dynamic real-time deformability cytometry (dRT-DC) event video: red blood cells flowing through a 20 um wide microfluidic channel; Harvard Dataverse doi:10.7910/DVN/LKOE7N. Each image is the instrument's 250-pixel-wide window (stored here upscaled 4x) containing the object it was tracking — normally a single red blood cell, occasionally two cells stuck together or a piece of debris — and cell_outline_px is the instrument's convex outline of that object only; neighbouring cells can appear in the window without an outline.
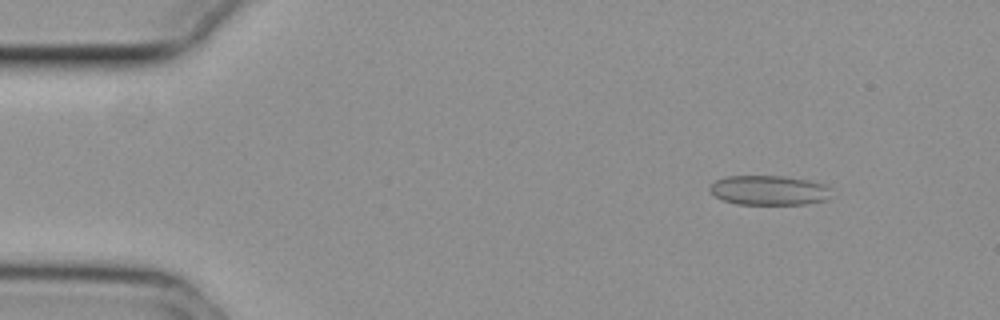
{"species": "common noctule bat (a hibernating species)", "species_latin": "Nyctalus noctula", "temperature_condition": "cold", "stored_images_in_passage": 54, "camera_frame_rate_fps": 3000, "um_per_image_px": 0.085, "animal": {"sex": "female", "body_mass_g": 29.2, "forearm_length_mm": 56.3}, "frame": {"image": 1, "passage_image": 6, "time_ms": 1.667, "image_size_px": [1000, 320], "cell_outline_px": [[832, 188], [828, 200], [808, 204], [736, 204], [724, 200], [708, 192], [708, 188], [716, 180], [728, 176], [784, 176], [808, 180], [824, 184]], "centroid_in_image_um": [65.39, 16.18], "position_along_channel_um": 19.6, "area_um2": 21.15}}
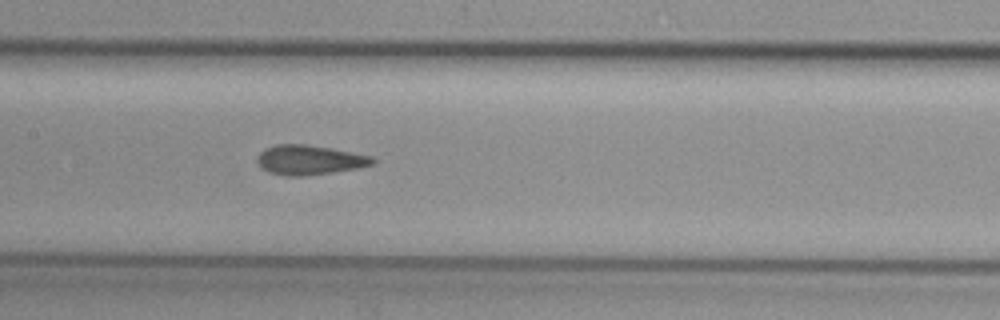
{"frame": {"image": 2, "passage_image": 26, "time_ms": 8.333, "image_size_px": [1000, 320], "cell_outline_px": [[376, 164], [360, 168], [304, 176], [288, 176], [268, 172], [260, 168], [256, 160], [256, 156], [264, 148], [276, 144], [308, 144], [332, 148], [372, 156], [376, 160]], "centroid_in_image_um": [26.3, 13.59], "position_along_channel_um": 181.1, "area_um2": 20.29}}
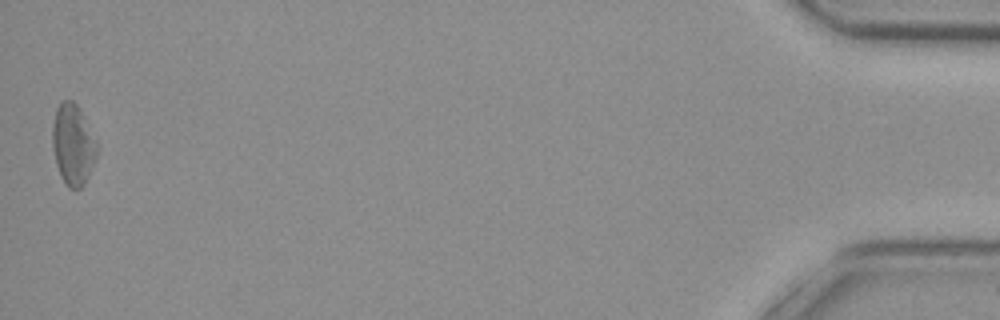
{"frame": {"image": 3, "passage_image": 54, "time_ms": 17.667, "image_size_px": [1000, 320], "cell_outline_px": [[96, 156], [88, 176], [84, 184], [76, 192], [68, 188], [64, 184], [60, 176], [56, 164], [52, 148], [52, 128], [56, 108], [64, 100], [72, 100], [80, 108], [96, 140]], "centroid_in_image_um": [6.18, 12.32], "position_along_channel_um": 429.0, "area_um2": 21.1}, "authors_computed_cell_mechanics": {"area_um2": 20.2589, "velocity_mm_per_s": 3.7375, "shape_relaxation_time_tau1_ms": null, "shape_relaxation_time_tau2_ms": 1.7472, "deformation_change_tau1": null, "deformation_change_tau2": 0.0703}}